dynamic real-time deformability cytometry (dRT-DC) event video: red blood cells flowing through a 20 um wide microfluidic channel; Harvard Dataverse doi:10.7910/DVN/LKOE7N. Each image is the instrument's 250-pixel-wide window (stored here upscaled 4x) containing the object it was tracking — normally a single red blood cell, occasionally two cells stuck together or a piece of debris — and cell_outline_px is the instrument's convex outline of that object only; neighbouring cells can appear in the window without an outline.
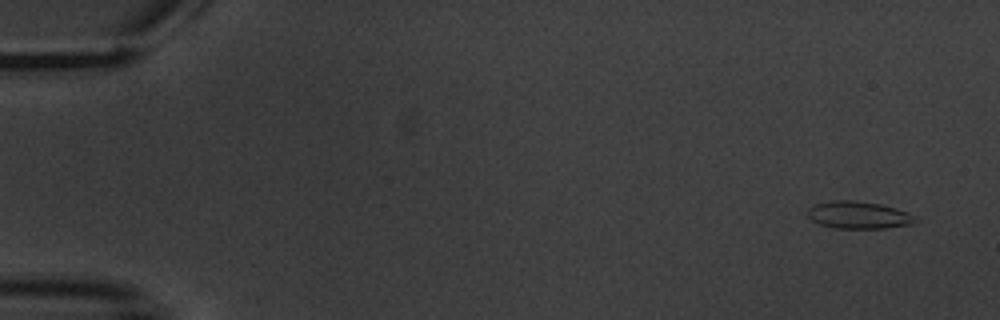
{"species": "common noctule bat (a hibernating species)", "species_latin": "Nyctalus noctula", "temperature_condition": "warm", "stored_images_in_passage": 5, "camera_frame_rate_fps": 3000, "um_per_image_px": 0.085, "animal": {"sex": "male", "body_mass_g": 20.1, "forearm_length_mm": 53.5}, "frame": {"image": 1, "passage_image": 1, "time_ms": 0.0, "image_size_px": [1000, 320], "cell_outline_px": [[912, 224], [884, 228], [836, 228], [820, 224], [812, 220], [808, 216], [808, 208], [816, 204], [832, 200], [852, 200], [880, 204], [896, 208], [908, 212], [912, 216]], "centroid_in_image_um": [72.92, 18.27], "position_along_channel_um": 12.1, "area_um2": 16.82}}